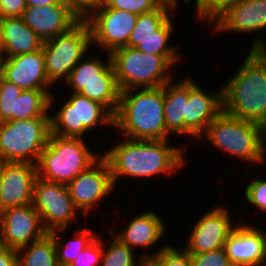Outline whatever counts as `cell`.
I'll return each mask as SVG.
<instances>
[{
	"instance_id": "cell-1",
	"label": "cell",
	"mask_w": 266,
	"mask_h": 266,
	"mask_svg": "<svg viewBox=\"0 0 266 266\" xmlns=\"http://www.w3.org/2000/svg\"><path fill=\"white\" fill-rule=\"evenodd\" d=\"M168 140L125 138L105 151L102 156L110 166L114 185L123 176L146 179L157 174H172L184 167L183 147L171 145Z\"/></svg>"
},
{
	"instance_id": "cell-2",
	"label": "cell",
	"mask_w": 266,
	"mask_h": 266,
	"mask_svg": "<svg viewBox=\"0 0 266 266\" xmlns=\"http://www.w3.org/2000/svg\"><path fill=\"white\" fill-rule=\"evenodd\" d=\"M223 88V111L266 128V51H248Z\"/></svg>"
},
{
	"instance_id": "cell-3",
	"label": "cell",
	"mask_w": 266,
	"mask_h": 266,
	"mask_svg": "<svg viewBox=\"0 0 266 266\" xmlns=\"http://www.w3.org/2000/svg\"><path fill=\"white\" fill-rule=\"evenodd\" d=\"M113 127L131 140L169 139L164 116V86L120 91Z\"/></svg>"
},
{
	"instance_id": "cell-4",
	"label": "cell",
	"mask_w": 266,
	"mask_h": 266,
	"mask_svg": "<svg viewBox=\"0 0 266 266\" xmlns=\"http://www.w3.org/2000/svg\"><path fill=\"white\" fill-rule=\"evenodd\" d=\"M213 147L247 163L266 161V128L222 111L199 137Z\"/></svg>"
},
{
	"instance_id": "cell-5",
	"label": "cell",
	"mask_w": 266,
	"mask_h": 266,
	"mask_svg": "<svg viewBox=\"0 0 266 266\" xmlns=\"http://www.w3.org/2000/svg\"><path fill=\"white\" fill-rule=\"evenodd\" d=\"M84 138L50 134L36 164L37 177L67 185L100 156L92 152Z\"/></svg>"
},
{
	"instance_id": "cell-6",
	"label": "cell",
	"mask_w": 266,
	"mask_h": 266,
	"mask_svg": "<svg viewBox=\"0 0 266 266\" xmlns=\"http://www.w3.org/2000/svg\"><path fill=\"white\" fill-rule=\"evenodd\" d=\"M120 91L164 86L171 81L172 64L162 55L120 47L110 53Z\"/></svg>"
},
{
	"instance_id": "cell-7",
	"label": "cell",
	"mask_w": 266,
	"mask_h": 266,
	"mask_svg": "<svg viewBox=\"0 0 266 266\" xmlns=\"http://www.w3.org/2000/svg\"><path fill=\"white\" fill-rule=\"evenodd\" d=\"M51 134L50 118L0 123V159L37 164Z\"/></svg>"
},
{
	"instance_id": "cell-8",
	"label": "cell",
	"mask_w": 266,
	"mask_h": 266,
	"mask_svg": "<svg viewBox=\"0 0 266 266\" xmlns=\"http://www.w3.org/2000/svg\"><path fill=\"white\" fill-rule=\"evenodd\" d=\"M92 47L91 32L86 21H79L68 32L43 41L42 51L48 81L54 86L66 81L72 69Z\"/></svg>"
},
{
	"instance_id": "cell-9",
	"label": "cell",
	"mask_w": 266,
	"mask_h": 266,
	"mask_svg": "<svg viewBox=\"0 0 266 266\" xmlns=\"http://www.w3.org/2000/svg\"><path fill=\"white\" fill-rule=\"evenodd\" d=\"M56 111L53 115L50 114L53 135L83 138L87 132L98 126L113 127L114 115L101 103L79 93H72Z\"/></svg>"
},
{
	"instance_id": "cell-10",
	"label": "cell",
	"mask_w": 266,
	"mask_h": 266,
	"mask_svg": "<svg viewBox=\"0 0 266 266\" xmlns=\"http://www.w3.org/2000/svg\"><path fill=\"white\" fill-rule=\"evenodd\" d=\"M33 207L39 213L44 229H69L77 220L78 210L73 204L65 184L36 177L33 186Z\"/></svg>"
},
{
	"instance_id": "cell-11",
	"label": "cell",
	"mask_w": 266,
	"mask_h": 266,
	"mask_svg": "<svg viewBox=\"0 0 266 266\" xmlns=\"http://www.w3.org/2000/svg\"><path fill=\"white\" fill-rule=\"evenodd\" d=\"M138 15L112 8H95L85 20L89 25L93 45L111 53L125 47L135 27Z\"/></svg>"
},
{
	"instance_id": "cell-12",
	"label": "cell",
	"mask_w": 266,
	"mask_h": 266,
	"mask_svg": "<svg viewBox=\"0 0 266 266\" xmlns=\"http://www.w3.org/2000/svg\"><path fill=\"white\" fill-rule=\"evenodd\" d=\"M66 186L74 206L84 215L92 212L115 187L110 166L102 155Z\"/></svg>"
},
{
	"instance_id": "cell-13",
	"label": "cell",
	"mask_w": 266,
	"mask_h": 266,
	"mask_svg": "<svg viewBox=\"0 0 266 266\" xmlns=\"http://www.w3.org/2000/svg\"><path fill=\"white\" fill-rule=\"evenodd\" d=\"M215 24V25H213ZM212 25L214 31L234 33H248L258 36L254 37L250 51H266V42L262 30L266 29V0H242L230 6L220 15Z\"/></svg>"
},
{
	"instance_id": "cell-14",
	"label": "cell",
	"mask_w": 266,
	"mask_h": 266,
	"mask_svg": "<svg viewBox=\"0 0 266 266\" xmlns=\"http://www.w3.org/2000/svg\"><path fill=\"white\" fill-rule=\"evenodd\" d=\"M44 229L39 213L32 204L8 208L0 212V245L18 250L41 239Z\"/></svg>"
},
{
	"instance_id": "cell-15",
	"label": "cell",
	"mask_w": 266,
	"mask_h": 266,
	"mask_svg": "<svg viewBox=\"0 0 266 266\" xmlns=\"http://www.w3.org/2000/svg\"><path fill=\"white\" fill-rule=\"evenodd\" d=\"M227 207L214 206L195 222L184 249L189 254H201L224 247L236 225ZM230 215V216H229Z\"/></svg>"
},
{
	"instance_id": "cell-16",
	"label": "cell",
	"mask_w": 266,
	"mask_h": 266,
	"mask_svg": "<svg viewBox=\"0 0 266 266\" xmlns=\"http://www.w3.org/2000/svg\"><path fill=\"white\" fill-rule=\"evenodd\" d=\"M223 111V88L214 92L203 88L189 78V100L185 105L184 134L195 139L206 131L208 125Z\"/></svg>"
},
{
	"instance_id": "cell-17",
	"label": "cell",
	"mask_w": 266,
	"mask_h": 266,
	"mask_svg": "<svg viewBox=\"0 0 266 266\" xmlns=\"http://www.w3.org/2000/svg\"><path fill=\"white\" fill-rule=\"evenodd\" d=\"M247 223L237 224L224 243L233 266H266V233Z\"/></svg>"
},
{
	"instance_id": "cell-18",
	"label": "cell",
	"mask_w": 266,
	"mask_h": 266,
	"mask_svg": "<svg viewBox=\"0 0 266 266\" xmlns=\"http://www.w3.org/2000/svg\"><path fill=\"white\" fill-rule=\"evenodd\" d=\"M0 74L22 90H49L53 86L47 78L42 48L31 53L3 57Z\"/></svg>"
},
{
	"instance_id": "cell-19",
	"label": "cell",
	"mask_w": 266,
	"mask_h": 266,
	"mask_svg": "<svg viewBox=\"0 0 266 266\" xmlns=\"http://www.w3.org/2000/svg\"><path fill=\"white\" fill-rule=\"evenodd\" d=\"M36 177L35 164L6 162L0 185V212L8 208L32 204Z\"/></svg>"
},
{
	"instance_id": "cell-20",
	"label": "cell",
	"mask_w": 266,
	"mask_h": 266,
	"mask_svg": "<svg viewBox=\"0 0 266 266\" xmlns=\"http://www.w3.org/2000/svg\"><path fill=\"white\" fill-rule=\"evenodd\" d=\"M22 18L42 41L68 32L79 19L62 3L46 6H27Z\"/></svg>"
},
{
	"instance_id": "cell-21",
	"label": "cell",
	"mask_w": 266,
	"mask_h": 266,
	"mask_svg": "<svg viewBox=\"0 0 266 266\" xmlns=\"http://www.w3.org/2000/svg\"><path fill=\"white\" fill-rule=\"evenodd\" d=\"M163 221L154 211H144L132 218L114 237L133 250L138 246L149 250L164 237L166 228Z\"/></svg>"
},
{
	"instance_id": "cell-22",
	"label": "cell",
	"mask_w": 266,
	"mask_h": 266,
	"mask_svg": "<svg viewBox=\"0 0 266 266\" xmlns=\"http://www.w3.org/2000/svg\"><path fill=\"white\" fill-rule=\"evenodd\" d=\"M43 41L24 22L22 17L0 18V47L3 57L35 52Z\"/></svg>"
},
{
	"instance_id": "cell-23",
	"label": "cell",
	"mask_w": 266,
	"mask_h": 266,
	"mask_svg": "<svg viewBox=\"0 0 266 266\" xmlns=\"http://www.w3.org/2000/svg\"><path fill=\"white\" fill-rule=\"evenodd\" d=\"M189 100V77L170 81L164 85V116L166 131L172 135H184L185 105Z\"/></svg>"
},
{
	"instance_id": "cell-24",
	"label": "cell",
	"mask_w": 266,
	"mask_h": 266,
	"mask_svg": "<svg viewBox=\"0 0 266 266\" xmlns=\"http://www.w3.org/2000/svg\"><path fill=\"white\" fill-rule=\"evenodd\" d=\"M107 57L105 62L101 57L92 56L91 59L84 57L72 69L64 83L73 90V93H79L87 83L117 82L110 53Z\"/></svg>"
},
{
	"instance_id": "cell-25",
	"label": "cell",
	"mask_w": 266,
	"mask_h": 266,
	"mask_svg": "<svg viewBox=\"0 0 266 266\" xmlns=\"http://www.w3.org/2000/svg\"><path fill=\"white\" fill-rule=\"evenodd\" d=\"M52 94L50 90H23L15 98L14 120L50 118L49 111L54 102Z\"/></svg>"
},
{
	"instance_id": "cell-26",
	"label": "cell",
	"mask_w": 266,
	"mask_h": 266,
	"mask_svg": "<svg viewBox=\"0 0 266 266\" xmlns=\"http://www.w3.org/2000/svg\"><path fill=\"white\" fill-rule=\"evenodd\" d=\"M18 266H59L54 234L47 233L17 250Z\"/></svg>"
},
{
	"instance_id": "cell-27",
	"label": "cell",
	"mask_w": 266,
	"mask_h": 266,
	"mask_svg": "<svg viewBox=\"0 0 266 266\" xmlns=\"http://www.w3.org/2000/svg\"><path fill=\"white\" fill-rule=\"evenodd\" d=\"M170 17L154 35L146 39H136V49L146 54H156L164 56L174 67V65L182 60L180 53L175 45L168 42L174 30V24ZM181 57V58H180Z\"/></svg>"
},
{
	"instance_id": "cell-28",
	"label": "cell",
	"mask_w": 266,
	"mask_h": 266,
	"mask_svg": "<svg viewBox=\"0 0 266 266\" xmlns=\"http://www.w3.org/2000/svg\"><path fill=\"white\" fill-rule=\"evenodd\" d=\"M68 229H55L52 233L55 238V246L57 250V258L59 266H68L76 258L77 255L91 244L97 237L95 231L90 228H81L74 231L73 239L61 240L60 233L66 232ZM59 235V236H58Z\"/></svg>"
},
{
	"instance_id": "cell-29",
	"label": "cell",
	"mask_w": 266,
	"mask_h": 266,
	"mask_svg": "<svg viewBox=\"0 0 266 266\" xmlns=\"http://www.w3.org/2000/svg\"><path fill=\"white\" fill-rule=\"evenodd\" d=\"M176 8L162 3L157 9L140 14L128 40V47L136 48V39H146L157 31L175 12ZM171 13V14H170Z\"/></svg>"
},
{
	"instance_id": "cell-30",
	"label": "cell",
	"mask_w": 266,
	"mask_h": 266,
	"mask_svg": "<svg viewBox=\"0 0 266 266\" xmlns=\"http://www.w3.org/2000/svg\"><path fill=\"white\" fill-rule=\"evenodd\" d=\"M79 94L101 103L113 115L117 111L120 98V89L117 82L87 83Z\"/></svg>"
},
{
	"instance_id": "cell-31",
	"label": "cell",
	"mask_w": 266,
	"mask_h": 266,
	"mask_svg": "<svg viewBox=\"0 0 266 266\" xmlns=\"http://www.w3.org/2000/svg\"><path fill=\"white\" fill-rule=\"evenodd\" d=\"M109 241L111 242L108 243L110 244L108 248H105L102 242L103 253L100 266H140L143 257L136 258L134 250L114 236Z\"/></svg>"
},
{
	"instance_id": "cell-32",
	"label": "cell",
	"mask_w": 266,
	"mask_h": 266,
	"mask_svg": "<svg viewBox=\"0 0 266 266\" xmlns=\"http://www.w3.org/2000/svg\"><path fill=\"white\" fill-rule=\"evenodd\" d=\"M152 251L151 253L143 251L139 256L153 258L160 266H191L190 254L182 248L177 249L173 245L166 244L160 247L159 251L155 252L153 249Z\"/></svg>"
},
{
	"instance_id": "cell-33",
	"label": "cell",
	"mask_w": 266,
	"mask_h": 266,
	"mask_svg": "<svg viewBox=\"0 0 266 266\" xmlns=\"http://www.w3.org/2000/svg\"><path fill=\"white\" fill-rule=\"evenodd\" d=\"M22 91L19 86L0 74V123L14 120L15 98H18Z\"/></svg>"
},
{
	"instance_id": "cell-34",
	"label": "cell",
	"mask_w": 266,
	"mask_h": 266,
	"mask_svg": "<svg viewBox=\"0 0 266 266\" xmlns=\"http://www.w3.org/2000/svg\"><path fill=\"white\" fill-rule=\"evenodd\" d=\"M161 4L160 0H99L96 8H112L140 15L157 9Z\"/></svg>"
},
{
	"instance_id": "cell-35",
	"label": "cell",
	"mask_w": 266,
	"mask_h": 266,
	"mask_svg": "<svg viewBox=\"0 0 266 266\" xmlns=\"http://www.w3.org/2000/svg\"><path fill=\"white\" fill-rule=\"evenodd\" d=\"M197 17L212 24L230 6L242 0H194Z\"/></svg>"
},
{
	"instance_id": "cell-36",
	"label": "cell",
	"mask_w": 266,
	"mask_h": 266,
	"mask_svg": "<svg viewBox=\"0 0 266 266\" xmlns=\"http://www.w3.org/2000/svg\"><path fill=\"white\" fill-rule=\"evenodd\" d=\"M102 237L98 236L68 266H100L102 258Z\"/></svg>"
},
{
	"instance_id": "cell-37",
	"label": "cell",
	"mask_w": 266,
	"mask_h": 266,
	"mask_svg": "<svg viewBox=\"0 0 266 266\" xmlns=\"http://www.w3.org/2000/svg\"><path fill=\"white\" fill-rule=\"evenodd\" d=\"M191 266H233L224 247L201 254H190Z\"/></svg>"
},
{
	"instance_id": "cell-38",
	"label": "cell",
	"mask_w": 266,
	"mask_h": 266,
	"mask_svg": "<svg viewBox=\"0 0 266 266\" xmlns=\"http://www.w3.org/2000/svg\"><path fill=\"white\" fill-rule=\"evenodd\" d=\"M250 205L266 211V179L256 178L248 183L244 197Z\"/></svg>"
},
{
	"instance_id": "cell-39",
	"label": "cell",
	"mask_w": 266,
	"mask_h": 266,
	"mask_svg": "<svg viewBox=\"0 0 266 266\" xmlns=\"http://www.w3.org/2000/svg\"><path fill=\"white\" fill-rule=\"evenodd\" d=\"M78 19L85 21L98 6L99 0H60Z\"/></svg>"
},
{
	"instance_id": "cell-40",
	"label": "cell",
	"mask_w": 266,
	"mask_h": 266,
	"mask_svg": "<svg viewBox=\"0 0 266 266\" xmlns=\"http://www.w3.org/2000/svg\"><path fill=\"white\" fill-rule=\"evenodd\" d=\"M26 7L25 0H0V18L22 17Z\"/></svg>"
},
{
	"instance_id": "cell-41",
	"label": "cell",
	"mask_w": 266,
	"mask_h": 266,
	"mask_svg": "<svg viewBox=\"0 0 266 266\" xmlns=\"http://www.w3.org/2000/svg\"><path fill=\"white\" fill-rule=\"evenodd\" d=\"M0 266H18L17 250L0 245Z\"/></svg>"
},
{
	"instance_id": "cell-42",
	"label": "cell",
	"mask_w": 266,
	"mask_h": 266,
	"mask_svg": "<svg viewBox=\"0 0 266 266\" xmlns=\"http://www.w3.org/2000/svg\"><path fill=\"white\" fill-rule=\"evenodd\" d=\"M27 6H46V5H54L59 4L60 0H25Z\"/></svg>"
},
{
	"instance_id": "cell-43",
	"label": "cell",
	"mask_w": 266,
	"mask_h": 266,
	"mask_svg": "<svg viewBox=\"0 0 266 266\" xmlns=\"http://www.w3.org/2000/svg\"><path fill=\"white\" fill-rule=\"evenodd\" d=\"M140 266H160L153 258H144Z\"/></svg>"
},
{
	"instance_id": "cell-44",
	"label": "cell",
	"mask_w": 266,
	"mask_h": 266,
	"mask_svg": "<svg viewBox=\"0 0 266 266\" xmlns=\"http://www.w3.org/2000/svg\"><path fill=\"white\" fill-rule=\"evenodd\" d=\"M162 3L171 5L174 8H177V2L178 0H160Z\"/></svg>"
},
{
	"instance_id": "cell-45",
	"label": "cell",
	"mask_w": 266,
	"mask_h": 266,
	"mask_svg": "<svg viewBox=\"0 0 266 266\" xmlns=\"http://www.w3.org/2000/svg\"><path fill=\"white\" fill-rule=\"evenodd\" d=\"M5 163H6L5 161H2L0 159V185H1V179H2V174H3V169H4V164Z\"/></svg>"
},
{
	"instance_id": "cell-46",
	"label": "cell",
	"mask_w": 266,
	"mask_h": 266,
	"mask_svg": "<svg viewBox=\"0 0 266 266\" xmlns=\"http://www.w3.org/2000/svg\"><path fill=\"white\" fill-rule=\"evenodd\" d=\"M3 56H2V52H1V47H0V64L2 62Z\"/></svg>"
}]
</instances>
